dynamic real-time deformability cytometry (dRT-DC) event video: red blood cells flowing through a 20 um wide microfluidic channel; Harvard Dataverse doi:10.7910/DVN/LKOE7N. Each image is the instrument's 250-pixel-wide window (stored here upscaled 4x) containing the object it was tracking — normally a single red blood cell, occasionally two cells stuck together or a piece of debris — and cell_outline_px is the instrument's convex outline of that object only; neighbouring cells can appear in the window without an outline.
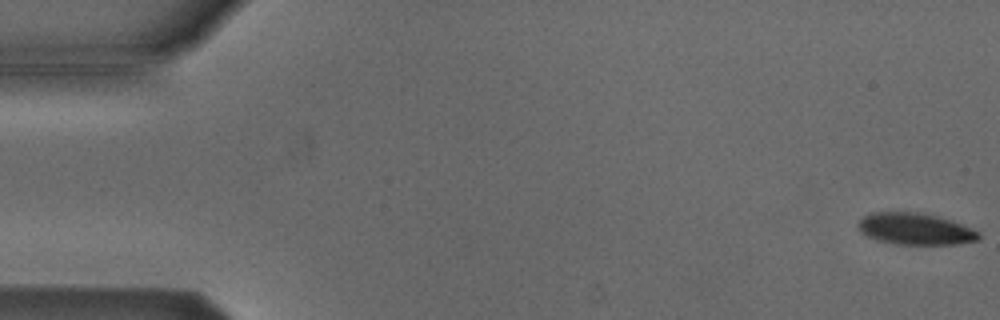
{"species": "Egyptian fruit bat (a non-hibernating species)", "species_latin": "Rousettus aegyptiacus", "temperature_condition": "cold", "stored_images_in_passage": 53, "camera_frame_rate_fps": 3000, "um_per_image_px": 0.085, "animal": {"sex": "male"}, "frame": {"image": 1, "passage_image": 1, "time_ms": 0.0, "image_size_px": [1000, 320], "cell_outline_px": [[980, 240], [956, 244], [896, 244], [880, 240], [868, 236], [860, 232], [856, 224], [864, 216], [872, 212], [920, 212], [952, 220], [972, 228], [980, 232]], "centroid_in_image_um": [77.82, 19.45], "position_along_channel_um": 7.2, "area_um2": 22.25}}
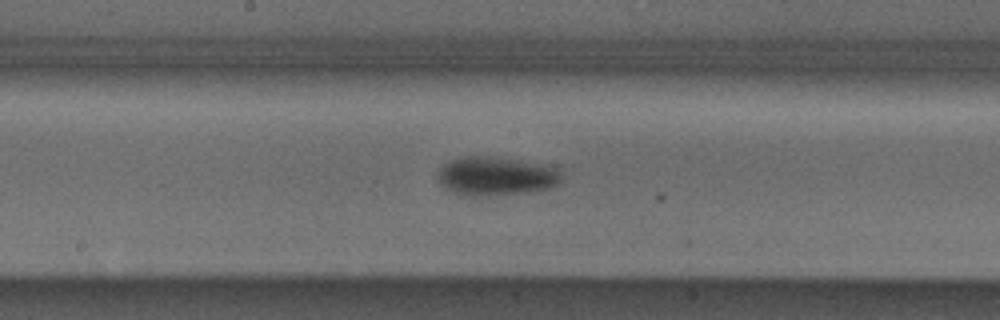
{"frame": {"image": 2, "passage_image": 28, "time_ms": 9.0, "image_size_px": [1000, 320], "cell_outline_px": [[560, 180], [556, 184], [548, 188], [528, 192], [480, 196], [468, 196], [452, 192], [440, 180], [440, 168], [444, 164], [452, 160], [464, 156], [488, 156], [560, 164]], "centroid_in_image_um": [42.29, 14.93], "position_along_channel_um": 205.9, "area_um2": 28.15}}
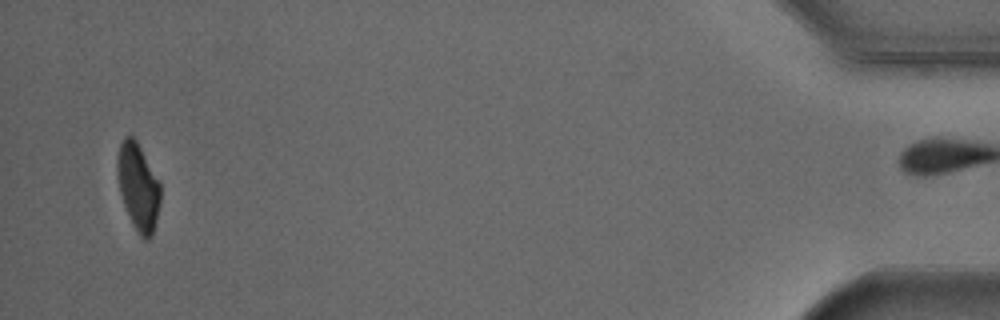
{"frame": {"image": 3, "passage_image": 52, "time_ms": 17.0, "image_size_px": [1000, 320], "cell_outline_px": [[160, 204], [152, 236], [148, 240], [144, 240], [140, 236], [124, 204], [120, 192], [116, 172], [116, 160], [120, 144], [124, 136], [132, 136], [136, 140], [160, 184]], "centroid_in_image_um": [11.73, 15.86], "position_along_channel_um": 423.5, "area_um2": 21.44}, "authors_computed_cell_mechanics": {"area_um2": 25.0852, "velocity_mm_per_s": 3.8229, "shape_relaxation_time_tau1_ms": 2.6234, "shape_relaxation_time_tau2_ms": null, "deformation_change_tau1": 0.0916, "deformation_change_tau2": null}}